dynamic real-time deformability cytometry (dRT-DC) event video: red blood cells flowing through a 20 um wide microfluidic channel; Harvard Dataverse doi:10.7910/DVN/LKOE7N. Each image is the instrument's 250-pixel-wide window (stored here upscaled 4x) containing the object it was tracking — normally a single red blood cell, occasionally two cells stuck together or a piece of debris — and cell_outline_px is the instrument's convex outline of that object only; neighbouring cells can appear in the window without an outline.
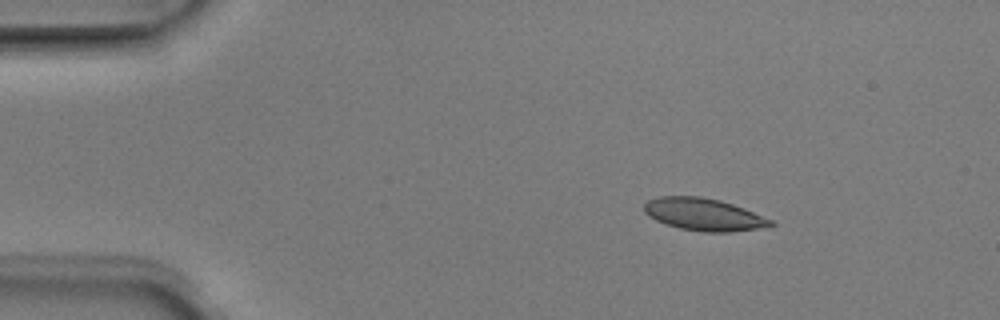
{"species": "Egyptian fruit bat (a non-hibernating species)", "species_latin": "Rousettus aegyptiacus", "temperature_condition": "room temperature", "stored_images_in_passage": 4, "camera_frame_rate_fps": 3000, "um_per_image_px": 0.085, "animal": {"sex": "male"}, "frame": {"image": 1, "passage_image": 2, "time_ms": 0.333, "image_size_px": [1000, 320], "cell_outline_px": [[776, 224], [768, 228], [732, 232], [704, 232], [680, 228], [656, 220], [648, 216], [644, 212], [644, 204], [648, 200], [660, 196], [700, 196], [720, 200], [744, 208], [772, 220]], "centroid_in_image_um": [59.86, 18.23], "position_along_channel_um": 25.1, "area_um2": 23.99}}